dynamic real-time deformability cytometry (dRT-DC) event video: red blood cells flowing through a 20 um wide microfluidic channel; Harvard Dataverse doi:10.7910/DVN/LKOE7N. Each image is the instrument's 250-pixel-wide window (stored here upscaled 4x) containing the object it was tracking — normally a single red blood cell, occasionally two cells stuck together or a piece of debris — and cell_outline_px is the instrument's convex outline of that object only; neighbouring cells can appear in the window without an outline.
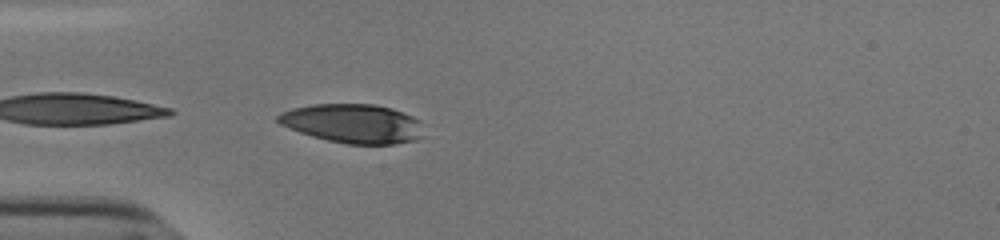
{"species": "human", "species_latin": "Homo sapiens", "temperature_condition": "cold", "stored_images_in_passage": 5, "camera_frame_rate_fps": 3000, "um_per_image_px": 0.085, "donor": {"sex": "male"}, "frame": {"image": 1, "passage_image": 1, "time_ms": 0.0, "image_size_px": [1000, 240], "cell_outline_px": [[420, 136], [416, 140], [396, 144], [348, 144], [328, 140], [312, 136], [300, 132], [280, 124], [276, 120], [276, 116], [280, 112], [292, 108], [312, 104], [376, 104], [392, 108], [412, 116], [420, 120]], "centroid_in_image_um": [29.97, 10.49], "position_along_channel_um": 55.0, "area_um2": 33.06}}